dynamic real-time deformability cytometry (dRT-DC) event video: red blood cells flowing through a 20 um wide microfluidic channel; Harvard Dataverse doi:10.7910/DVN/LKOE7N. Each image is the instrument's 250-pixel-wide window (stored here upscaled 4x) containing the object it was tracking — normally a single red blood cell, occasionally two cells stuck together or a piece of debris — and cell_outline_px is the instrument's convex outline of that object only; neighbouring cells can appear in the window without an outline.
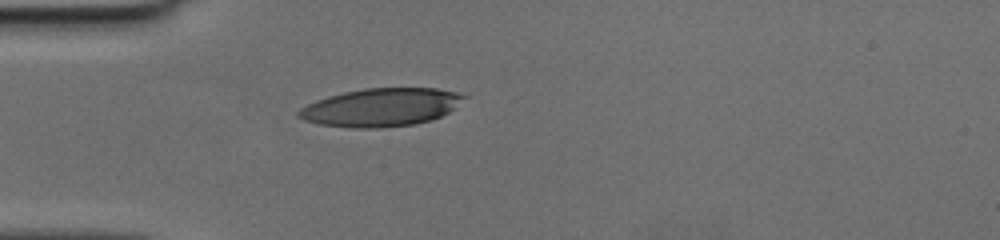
{"species": "human", "species_latin": "Homo sapiens", "temperature_condition": "cold", "stored_images_in_passage": 29, "camera_frame_rate_fps": 3000, "um_per_image_px": 0.085, "donor": {"sex": "female"}, "frame": {"image": 1, "passage_image": 1, "time_ms": 0.0, "image_size_px": [1000, 240], "cell_outline_px": [[468, 96], [448, 112], [432, 120], [416, 124], [380, 128], [352, 128], [320, 124], [304, 120], [296, 116], [296, 112], [300, 108], [316, 100], [328, 96], [344, 92], [364, 88], [436, 88], [456, 92]], "centroid_in_image_um": [32.36, 9.12], "position_along_channel_um": 52.6, "area_um2": 36.76}}
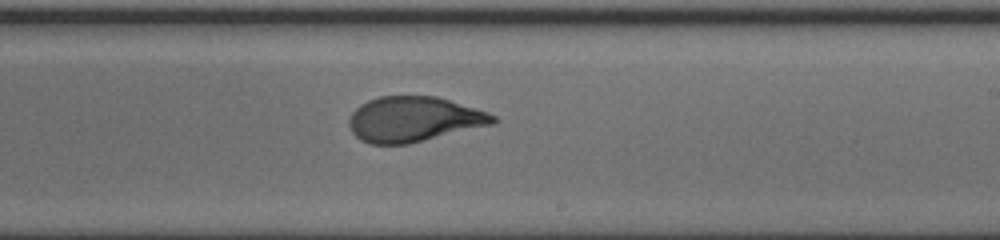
{"frame": {"image": 2, "passage_image": 16, "time_ms": 5.0, "image_size_px": [1000, 240], "cell_outline_px": [[500, 120], [496, 124], [408, 144], [368, 144], [360, 140], [352, 132], [348, 124], [348, 120], [352, 112], [360, 104], [368, 100], [380, 96], [436, 96], [488, 112], [496, 116]], "centroid_in_image_um": [35.19, 10.14], "position_along_channel_um": 253.8, "area_um2": 38.21}}
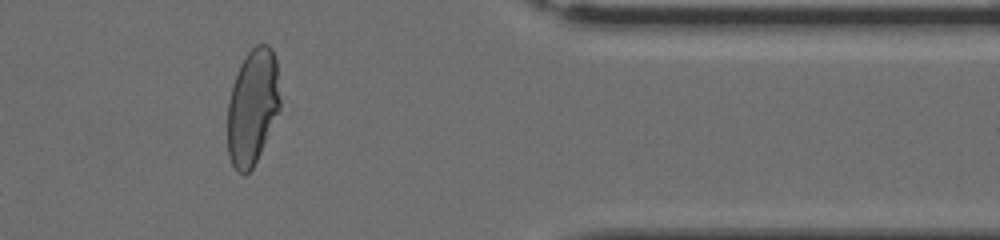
{"frame": {"image": 3, "passage_image": 27, "time_ms": 8.667, "image_size_px": [1000, 240], "cell_outline_px": [[280, 108], [260, 152], [252, 168], [244, 176], [236, 172], [228, 156], [228, 100], [232, 84], [240, 64], [244, 56], [256, 44], [268, 44], [272, 48], [276, 56], [280, 100]], "centroid_in_image_um": [21.46, 9.06], "position_along_channel_um": 389.9, "area_um2": 35.6}}